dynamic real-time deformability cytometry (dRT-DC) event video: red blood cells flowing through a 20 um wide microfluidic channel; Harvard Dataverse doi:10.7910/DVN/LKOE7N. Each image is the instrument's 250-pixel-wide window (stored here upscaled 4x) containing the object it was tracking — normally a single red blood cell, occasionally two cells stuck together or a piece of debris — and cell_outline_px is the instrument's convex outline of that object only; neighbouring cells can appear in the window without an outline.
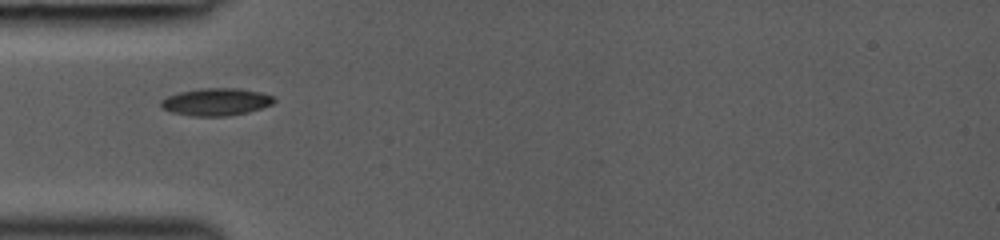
{"species": "common noctule bat (a hibernating species)", "species_latin": "Nyctalus noctula", "temperature_condition": "room temperature", "stored_images_in_passage": 10, "camera_frame_rate_fps": 3000, "um_per_image_px": 0.085, "animal": {"sex": "female", "body_mass_g": 19.0, "forearm_length_mm": 53.3}, "frame": {"image": 1, "passage_image": 1, "time_ms": 0.0, "image_size_px": [1000, 240], "cell_outline_px": [[276, 100], [272, 104], [248, 112], [228, 116], [192, 116], [172, 112], [160, 108], [160, 100], [168, 96], [180, 92], [200, 88], [236, 88], [260, 92], [272, 96]], "centroid_in_image_um": [18.33, 8.66], "position_along_channel_um": 66.7, "area_um2": 18.03}}
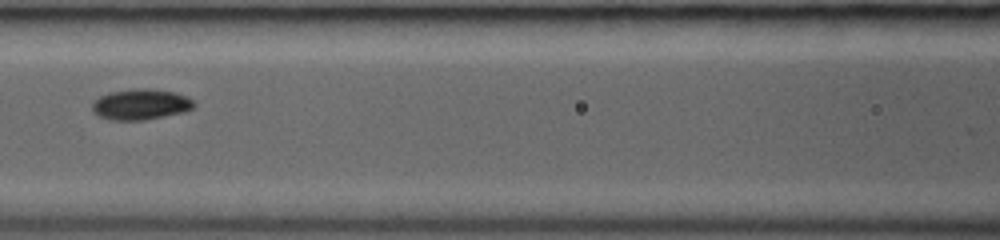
{"frame": {"image": 2, "passage_image": 7, "time_ms": 2.0, "image_size_px": [1000, 240], "cell_outline_px": [[196, 104], [192, 108], [184, 112], [144, 120], [112, 120], [96, 116], [92, 112], [92, 104], [100, 96], [108, 92], [136, 88], [152, 88], [176, 92], [188, 96]], "centroid_in_image_um": [11.96, 8.86], "position_along_channel_um": 154.6, "area_um2": 18.5}}
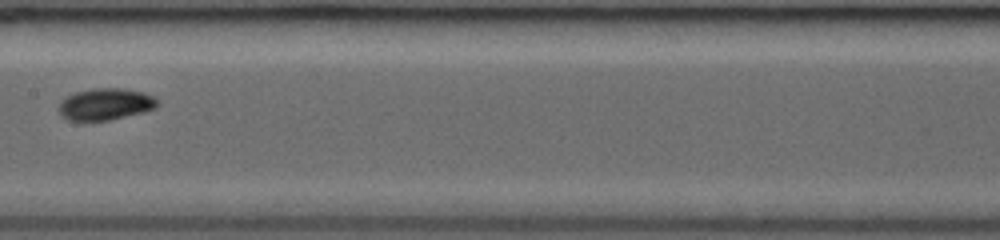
{"frame": {"image": 3, "passage_image": 9, "time_ms": 3.0, "image_size_px": [1000, 240], "cell_outline_px": [[160, 104], [156, 108], [144, 112], [108, 120], [68, 120], [60, 116], [60, 100], [76, 92], [92, 88], [124, 88], [144, 92], [152, 96]], "centroid_in_image_um": [8.98, 8.84], "position_along_channel_um": 198.4, "area_um2": 18.21}}